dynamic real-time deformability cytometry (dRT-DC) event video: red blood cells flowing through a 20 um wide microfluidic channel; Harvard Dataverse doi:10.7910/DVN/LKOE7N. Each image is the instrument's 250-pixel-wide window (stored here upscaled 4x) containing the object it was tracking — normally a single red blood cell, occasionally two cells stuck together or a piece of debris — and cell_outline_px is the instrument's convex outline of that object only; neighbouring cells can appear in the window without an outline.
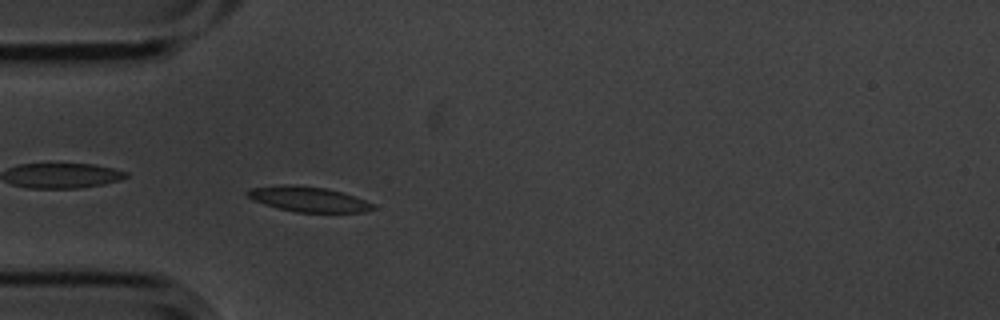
{"species": "common noctule bat (a hibernating species)", "species_latin": "Nyctalus noctula", "temperature_condition": "cold", "stored_images_in_passage": 5, "camera_frame_rate_fps": 3000, "um_per_image_px": 0.085, "animal": {"sex": "male", "body_mass_g": 20.1, "forearm_length_mm": 53.5}, "frame": {"image": 1, "passage_image": 5, "time_ms": 1.333, "image_size_px": [1000, 320], "cell_outline_px": [[376, 208], [364, 212], [296, 212], [264, 204], [252, 200], [244, 192], [248, 188], [280, 184], [292, 184], [324, 188], [340, 192], [364, 200], [372, 204]], "centroid_in_image_um": [26.12, 16.92], "position_along_channel_um": 58.9, "area_um2": 18.26}}